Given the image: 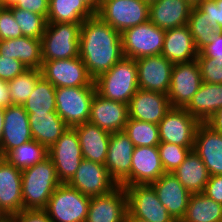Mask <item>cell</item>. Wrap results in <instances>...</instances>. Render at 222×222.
I'll use <instances>...</instances> for the list:
<instances>
[{"label": "cell", "mask_w": 222, "mask_h": 222, "mask_svg": "<svg viewBox=\"0 0 222 222\" xmlns=\"http://www.w3.org/2000/svg\"><path fill=\"white\" fill-rule=\"evenodd\" d=\"M79 57L95 80L124 57L121 33L96 14L87 18L80 28Z\"/></svg>", "instance_id": "obj_1"}, {"label": "cell", "mask_w": 222, "mask_h": 222, "mask_svg": "<svg viewBox=\"0 0 222 222\" xmlns=\"http://www.w3.org/2000/svg\"><path fill=\"white\" fill-rule=\"evenodd\" d=\"M60 184L49 156L22 170L23 210L45 209L52 193Z\"/></svg>", "instance_id": "obj_2"}, {"label": "cell", "mask_w": 222, "mask_h": 222, "mask_svg": "<svg viewBox=\"0 0 222 222\" xmlns=\"http://www.w3.org/2000/svg\"><path fill=\"white\" fill-rule=\"evenodd\" d=\"M96 93L103 98L128 104L138 87L136 61L123 57L94 80Z\"/></svg>", "instance_id": "obj_3"}, {"label": "cell", "mask_w": 222, "mask_h": 222, "mask_svg": "<svg viewBox=\"0 0 222 222\" xmlns=\"http://www.w3.org/2000/svg\"><path fill=\"white\" fill-rule=\"evenodd\" d=\"M81 25L47 23L41 39L42 60H63L78 57Z\"/></svg>", "instance_id": "obj_4"}, {"label": "cell", "mask_w": 222, "mask_h": 222, "mask_svg": "<svg viewBox=\"0 0 222 222\" xmlns=\"http://www.w3.org/2000/svg\"><path fill=\"white\" fill-rule=\"evenodd\" d=\"M90 199L67 183H61L44 210L52 222H85Z\"/></svg>", "instance_id": "obj_5"}, {"label": "cell", "mask_w": 222, "mask_h": 222, "mask_svg": "<svg viewBox=\"0 0 222 222\" xmlns=\"http://www.w3.org/2000/svg\"><path fill=\"white\" fill-rule=\"evenodd\" d=\"M95 93V86L56 88V113L71 128L88 122Z\"/></svg>", "instance_id": "obj_6"}, {"label": "cell", "mask_w": 222, "mask_h": 222, "mask_svg": "<svg viewBox=\"0 0 222 222\" xmlns=\"http://www.w3.org/2000/svg\"><path fill=\"white\" fill-rule=\"evenodd\" d=\"M164 37L165 30L151 21L125 29L121 33L123 55L133 59L160 55Z\"/></svg>", "instance_id": "obj_7"}, {"label": "cell", "mask_w": 222, "mask_h": 222, "mask_svg": "<svg viewBox=\"0 0 222 222\" xmlns=\"http://www.w3.org/2000/svg\"><path fill=\"white\" fill-rule=\"evenodd\" d=\"M96 15L122 33L149 21V5L143 0H102Z\"/></svg>", "instance_id": "obj_8"}, {"label": "cell", "mask_w": 222, "mask_h": 222, "mask_svg": "<svg viewBox=\"0 0 222 222\" xmlns=\"http://www.w3.org/2000/svg\"><path fill=\"white\" fill-rule=\"evenodd\" d=\"M49 157L61 183H68L83 160L82 150L75 128L69 127L48 149Z\"/></svg>", "instance_id": "obj_9"}, {"label": "cell", "mask_w": 222, "mask_h": 222, "mask_svg": "<svg viewBox=\"0 0 222 222\" xmlns=\"http://www.w3.org/2000/svg\"><path fill=\"white\" fill-rule=\"evenodd\" d=\"M42 76L55 88L95 86L82 59L42 60Z\"/></svg>", "instance_id": "obj_10"}, {"label": "cell", "mask_w": 222, "mask_h": 222, "mask_svg": "<svg viewBox=\"0 0 222 222\" xmlns=\"http://www.w3.org/2000/svg\"><path fill=\"white\" fill-rule=\"evenodd\" d=\"M125 190L128 212L133 217L148 222H176L151 185H132Z\"/></svg>", "instance_id": "obj_11"}, {"label": "cell", "mask_w": 222, "mask_h": 222, "mask_svg": "<svg viewBox=\"0 0 222 222\" xmlns=\"http://www.w3.org/2000/svg\"><path fill=\"white\" fill-rule=\"evenodd\" d=\"M203 83L197 60L176 63L167 93L171 107L185 108Z\"/></svg>", "instance_id": "obj_12"}, {"label": "cell", "mask_w": 222, "mask_h": 222, "mask_svg": "<svg viewBox=\"0 0 222 222\" xmlns=\"http://www.w3.org/2000/svg\"><path fill=\"white\" fill-rule=\"evenodd\" d=\"M200 122L184 108H173L158 124L160 142L194 148L195 133Z\"/></svg>", "instance_id": "obj_13"}, {"label": "cell", "mask_w": 222, "mask_h": 222, "mask_svg": "<svg viewBox=\"0 0 222 222\" xmlns=\"http://www.w3.org/2000/svg\"><path fill=\"white\" fill-rule=\"evenodd\" d=\"M67 184L89 197L108 194L119 186L105 165L86 159L82 160L75 175Z\"/></svg>", "instance_id": "obj_14"}, {"label": "cell", "mask_w": 222, "mask_h": 222, "mask_svg": "<svg viewBox=\"0 0 222 222\" xmlns=\"http://www.w3.org/2000/svg\"><path fill=\"white\" fill-rule=\"evenodd\" d=\"M163 174L165 171L157 146L134 147L130 174L119 185L125 188L132 185H150Z\"/></svg>", "instance_id": "obj_15"}, {"label": "cell", "mask_w": 222, "mask_h": 222, "mask_svg": "<svg viewBox=\"0 0 222 222\" xmlns=\"http://www.w3.org/2000/svg\"><path fill=\"white\" fill-rule=\"evenodd\" d=\"M135 61L139 89L167 94L174 64L161 54L142 57Z\"/></svg>", "instance_id": "obj_16"}, {"label": "cell", "mask_w": 222, "mask_h": 222, "mask_svg": "<svg viewBox=\"0 0 222 222\" xmlns=\"http://www.w3.org/2000/svg\"><path fill=\"white\" fill-rule=\"evenodd\" d=\"M127 211V193L119 185L108 194L91 197L85 222H125Z\"/></svg>", "instance_id": "obj_17"}, {"label": "cell", "mask_w": 222, "mask_h": 222, "mask_svg": "<svg viewBox=\"0 0 222 222\" xmlns=\"http://www.w3.org/2000/svg\"><path fill=\"white\" fill-rule=\"evenodd\" d=\"M171 109L167 94L138 89L128 103L129 118L154 124Z\"/></svg>", "instance_id": "obj_18"}, {"label": "cell", "mask_w": 222, "mask_h": 222, "mask_svg": "<svg viewBox=\"0 0 222 222\" xmlns=\"http://www.w3.org/2000/svg\"><path fill=\"white\" fill-rule=\"evenodd\" d=\"M128 120V104L109 100L95 93L88 122L109 133H114L123 131Z\"/></svg>", "instance_id": "obj_19"}, {"label": "cell", "mask_w": 222, "mask_h": 222, "mask_svg": "<svg viewBox=\"0 0 222 222\" xmlns=\"http://www.w3.org/2000/svg\"><path fill=\"white\" fill-rule=\"evenodd\" d=\"M33 140L29 125L28 113L23 105H10L5 108L0 156L4 157L10 150Z\"/></svg>", "instance_id": "obj_20"}, {"label": "cell", "mask_w": 222, "mask_h": 222, "mask_svg": "<svg viewBox=\"0 0 222 222\" xmlns=\"http://www.w3.org/2000/svg\"><path fill=\"white\" fill-rule=\"evenodd\" d=\"M156 191L160 203L176 222L184 218L191 193L184 188L172 173H165L150 184Z\"/></svg>", "instance_id": "obj_21"}, {"label": "cell", "mask_w": 222, "mask_h": 222, "mask_svg": "<svg viewBox=\"0 0 222 222\" xmlns=\"http://www.w3.org/2000/svg\"><path fill=\"white\" fill-rule=\"evenodd\" d=\"M0 208L8 216L23 210L22 171L0 157Z\"/></svg>", "instance_id": "obj_22"}, {"label": "cell", "mask_w": 222, "mask_h": 222, "mask_svg": "<svg viewBox=\"0 0 222 222\" xmlns=\"http://www.w3.org/2000/svg\"><path fill=\"white\" fill-rule=\"evenodd\" d=\"M193 150L207 167L210 176L222 175V133L200 123L195 133Z\"/></svg>", "instance_id": "obj_23"}, {"label": "cell", "mask_w": 222, "mask_h": 222, "mask_svg": "<svg viewBox=\"0 0 222 222\" xmlns=\"http://www.w3.org/2000/svg\"><path fill=\"white\" fill-rule=\"evenodd\" d=\"M134 147L123 131L111 133L105 166L118 185L130 174Z\"/></svg>", "instance_id": "obj_24"}, {"label": "cell", "mask_w": 222, "mask_h": 222, "mask_svg": "<svg viewBox=\"0 0 222 222\" xmlns=\"http://www.w3.org/2000/svg\"><path fill=\"white\" fill-rule=\"evenodd\" d=\"M161 55L173 64L189 62L197 58L198 50L188 24L165 30Z\"/></svg>", "instance_id": "obj_25"}, {"label": "cell", "mask_w": 222, "mask_h": 222, "mask_svg": "<svg viewBox=\"0 0 222 222\" xmlns=\"http://www.w3.org/2000/svg\"><path fill=\"white\" fill-rule=\"evenodd\" d=\"M191 9L185 0H158L149 5V21L169 30L188 24Z\"/></svg>", "instance_id": "obj_26"}, {"label": "cell", "mask_w": 222, "mask_h": 222, "mask_svg": "<svg viewBox=\"0 0 222 222\" xmlns=\"http://www.w3.org/2000/svg\"><path fill=\"white\" fill-rule=\"evenodd\" d=\"M79 139L83 159L105 165L111 133L90 122L74 127Z\"/></svg>", "instance_id": "obj_27"}, {"label": "cell", "mask_w": 222, "mask_h": 222, "mask_svg": "<svg viewBox=\"0 0 222 222\" xmlns=\"http://www.w3.org/2000/svg\"><path fill=\"white\" fill-rule=\"evenodd\" d=\"M0 55L20 60L28 69L42 68L41 40L31 37L0 40Z\"/></svg>", "instance_id": "obj_28"}, {"label": "cell", "mask_w": 222, "mask_h": 222, "mask_svg": "<svg viewBox=\"0 0 222 222\" xmlns=\"http://www.w3.org/2000/svg\"><path fill=\"white\" fill-rule=\"evenodd\" d=\"M222 107V84L203 82L184 108L200 123H205Z\"/></svg>", "instance_id": "obj_29"}, {"label": "cell", "mask_w": 222, "mask_h": 222, "mask_svg": "<svg viewBox=\"0 0 222 222\" xmlns=\"http://www.w3.org/2000/svg\"><path fill=\"white\" fill-rule=\"evenodd\" d=\"M33 140L48 149L69 128L56 112L28 113Z\"/></svg>", "instance_id": "obj_30"}, {"label": "cell", "mask_w": 222, "mask_h": 222, "mask_svg": "<svg viewBox=\"0 0 222 222\" xmlns=\"http://www.w3.org/2000/svg\"><path fill=\"white\" fill-rule=\"evenodd\" d=\"M172 174L191 194L203 193L210 177L207 167L194 150Z\"/></svg>", "instance_id": "obj_31"}, {"label": "cell", "mask_w": 222, "mask_h": 222, "mask_svg": "<svg viewBox=\"0 0 222 222\" xmlns=\"http://www.w3.org/2000/svg\"><path fill=\"white\" fill-rule=\"evenodd\" d=\"M95 13L82 0H49L47 23L82 24Z\"/></svg>", "instance_id": "obj_32"}, {"label": "cell", "mask_w": 222, "mask_h": 222, "mask_svg": "<svg viewBox=\"0 0 222 222\" xmlns=\"http://www.w3.org/2000/svg\"><path fill=\"white\" fill-rule=\"evenodd\" d=\"M181 222H222V204L204 193L191 194Z\"/></svg>", "instance_id": "obj_33"}, {"label": "cell", "mask_w": 222, "mask_h": 222, "mask_svg": "<svg viewBox=\"0 0 222 222\" xmlns=\"http://www.w3.org/2000/svg\"><path fill=\"white\" fill-rule=\"evenodd\" d=\"M23 107L27 113L56 112V88L42 76Z\"/></svg>", "instance_id": "obj_34"}, {"label": "cell", "mask_w": 222, "mask_h": 222, "mask_svg": "<svg viewBox=\"0 0 222 222\" xmlns=\"http://www.w3.org/2000/svg\"><path fill=\"white\" fill-rule=\"evenodd\" d=\"M49 156L48 148L36 140H30L10 150L4 158L19 170L32 167Z\"/></svg>", "instance_id": "obj_35"}, {"label": "cell", "mask_w": 222, "mask_h": 222, "mask_svg": "<svg viewBox=\"0 0 222 222\" xmlns=\"http://www.w3.org/2000/svg\"><path fill=\"white\" fill-rule=\"evenodd\" d=\"M123 132L135 147L158 146L160 143L158 125L129 118Z\"/></svg>", "instance_id": "obj_36"}, {"label": "cell", "mask_w": 222, "mask_h": 222, "mask_svg": "<svg viewBox=\"0 0 222 222\" xmlns=\"http://www.w3.org/2000/svg\"><path fill=\"white\" fill-rule=\"evenodd\" d=\"M42 77L39 69H27L13 80L7 81L11 103L23 105L32 94L37 81Z\"/></svg>", "instance_id": "obj_37"}, {"label": "cell", "mask_w": 222, "mask_h": 222, "mask_svg": "<svg viewBox=\"0 0 222 222\" xmlns=\"http://www.w3.org/2000/svg\"><path fill=\"white\" fill-rule=\"evenodd\" d=\"M13 17L21 29L22 35L35 39H42L47 20L44 16L18 7H11Z\"/></svg>", "instance_id": "obj_38"}, {"label": "cell", "mask_w": 222, "mask_h": 222, "mask_svg": "<svg viewBox=\"0 0 222 222\" xmlns=\"http://www.w3.org/2000/svg\"><path fill=\"white\" fill-rule=\"evenodd\" d=\"M188 26L198 51L210 42L209 37L217 31L210 25L208 19L203 17V12L197 6L192 7L190 11Z\"/></svg>", "instance_id": "obj_39"}, {"label": "cell", "mask_w": 222, "mask_h": 222, "mask_svg": "<svg viewBox=\"0 0 222 222\" xmlns=\"http://www.w3.org/2000/svg\"><path fill=\"white\" fill-rule=\"evenodd\" d=\"M157 147L165 173H173L193 150V148L166 142H160Z\"/></svg>", "instance_id": "obj_40"}, {"label": "cell", "mask_w": 222, "mask_h": 222, "mask_svg": "<svg viewBox=\"0 0 222 222\" xmlns=\"http://www.w3.org/2000/svg\"><path fill=\"white\" fill-rule=\"evenodd\" d=\"M196 60L203 82L222 84V60H215L204 55H198Z\"/></svg>", "instance_id": "obj_41"}, {"label": "cell", "mask_w": 222, "mask_h": 222, "mask_svg": "<svg viewBox=\"0 0 222 222\" xmlns=\"http://www.w3.org/2000/svg\"><path fill=\"white\" fill-rule=\"evenodd\" d=\"M23 37L20 27L13 17V12L8 7L0 10V40Z\"/></svg>", "instance_id": "obj_42"}, {"label": "cell", "mask_w": 222, "mask_h": 222, "mask_svg": "<svg viewBox=\"0 0 222 222\" xmlns=\"http://www.w3.org/2000/svg\"><path fill=\"white\" fill-rule=\"evenodd\" d=\"M197 7L214 29L222 30V0H202Z\"/></svg>", "instance_id": "obj_43"}, {"label": "cell", "mask_w": 222, "mask_h": 222, "mask_svg": "<svg viewBox=\"0 0 222 222\" xmlns=\"http://www.w3.org/2000/svg\"><path fill=\"white\" fill-rule=\"evenodd\" d=\"M28 68L20 60L0 55V78L4 81L13 80Z\"/></svg>", "instance_id": "obj_44"}, {"label": "cell", "mask_w": 222, "mask_h": 222, "mask_svg": "<svg viewBox=\"0 0 222 222\" xmlns=\"http://www.w3.org/2000/svg\"><path fill=\"white\" fill-rule=\"evenodd\" d=\"M209 38L210 42L198 51V55L222 60V30L216 31Z\"/></svg>", "instance_id": "obj_45"}, {"label": "cell", "mask_w": 222, "mask_h": 222, "mask_svg": "<svg viewBox=\"0 0 222 222\" xmlns=\"http://www.w3.org/2000/svg\"><path fill=\"white\" fill-rule=\"evenodd\" d=\"M12 218L15 222H52L44 209L22 210Z\"/></svg>", "instance_id": "obj_46"}, {"label": "cell", "mask_w": 222, "mask_h": 222, "mask_svg": "<svg viewBox=\"0 0 222 222\" xmlns=\"http://www.w3.org/2000/svg\"><path fill=\"white\" fill-rule=\"evenodd\" d=\"M203 193L207 197L222 204V175L210 176Z\"/></svg>", "instance_id": "obj_47"}, {"label": "cell", "mask_w": 222, "mask_h": 222, "mask_svg": "<svg viewBox=\"0 0 222 222\" xmlns=\"http://www.w3.org/2000/svg\"><path fill=\"white\" fill-rule=\"evenodd\" d=\"M16 7L42 15L47 19L49 0H23V3H18Z\"/></svg>", "instance_id": "obj_48"}, {"label": "cell", "mask_w": 222, "mask_h": 222, "mask_svg": "<svg viewBox=\"0 0 222 222\" xmlns=\"http://www.w3.org/2000/svg\"><path fill=\"white\" fill-rule=\"evenodd\" d=\"M12 105L8 84L0 78V108H7Z\"/></svg>", "instance_id": "obj_49"}, {"label": "cell", "mask_w": 222, "mask_h": 222, "mask_svg": "<svg viewBox=\"0 0 222 222\" xmlns=\"http://www.w3.org/2000/svg\"><path fill=\"white\" fill-rule=\"evenodd\" d=\"M212 130L222 133V107L218 109L206 122Z\"/></svg>", "instance_id": "obj_50"}, {"label": "cell", "mask_w": 222, "mask_h": 222, "mask_svg": "<svg viewBox=\"0 0 222 222\" xmlns=\"http://www.w3.org/2000/svg\"><path fill=\"white\" fill-rule=\"evenodd\" d=\"M95 14L99 11L102 0H82Z\"/></svg>", "instance_id": "obj_51"}, {"label": "cell", "mask_w": 222, "mask_h": 222, "mask_svg": "<svg viewBox=\"0 0 222 222\" xmlns=\"http://www.w3.org/2000/svg\"><path fill=\"white\" fill-rule=\"evenodd\" d=\"M18 3H23V0H0V4L3 7H15Z\"/></svg>", "instance_id": "obj_52"}, {"label": "cell", "mask_w": 222, "mask_h": 222, "mask_svg": "<svg viewBox=\"0 0 222 222\" xmlns=\"http://www.w3.org/2000/svg\"><path fill=\"white\" fill-rule=\"evenodd\" d=\"M4 118H5V108H0V144L3 134Z\"/></svg>", "instance_id": "obj_53"}, {"label": "cell", "mask_w": 222, "mask_h": 222, "mask_svg": "<svg viewBox=\"0 0 222 222\" xmlns=\"http://www.w3.org/2000/svg\"><path fill=\"white\" fill-rule=\"evenodd\" d=\"M125 222H148V221H144V220L138 219V218H136V217H133V216L127 211L126 216H125Z\"/></svg>", "instance_id": "obj_54"}, {"label": "cell", "mask_w": 222, "mask_h": 222, "mask_svg": "<svg viewBox=\"0 0 222 222\" xmlns=\"http://www.w3.org/2000/svg\"><path fill=\"white\" fill-rule=\"evenodd\" d=\"M185 1L188 2L191 7H196L200 4L202 0H185Z\"/></svg>", "instance_id": "obj_55"}, {"label": "cell", "mask_w": 222, "mask_h": 222, "mask_svg": "<svg viewBox=\"0 0 222 222\" xmlns=\"http://www.w3.org/2000/svg\"><path fill=\"white\" fill-rule=\"evenodd\" d=\"M8 216L0 208V221L7 219Z\"/></svg>", "instance_id": "obj_56"}, {"label": "cell", "mask_w": 222, "mask_h": 222, "mask_svg": "<svg viewBox=\"0 0 222 222\" xmlns=\"http://www.w3.org/2000/svg\"><path fill=\"white\" fill-rule=\"evenodd\" d=\"M0 222H15V220L12 217H8L7 219L2 220Z\"/></svg>", "instance_id": "obj_57"}, {"label": "cell", "mask_w": 222, "mask_h": 222, "mask_svg": "<svg viewBox=\"0 0 222 222\" xmlns=\"http://www.w3.org/2000/svg\"><path fill=\"white\" fill-rule=\"evenodd\" d=\"M145 3H147L148 5L158 1V0H143Z\"/></svg>", "instance_id": "obj_58"}]
</instances>
